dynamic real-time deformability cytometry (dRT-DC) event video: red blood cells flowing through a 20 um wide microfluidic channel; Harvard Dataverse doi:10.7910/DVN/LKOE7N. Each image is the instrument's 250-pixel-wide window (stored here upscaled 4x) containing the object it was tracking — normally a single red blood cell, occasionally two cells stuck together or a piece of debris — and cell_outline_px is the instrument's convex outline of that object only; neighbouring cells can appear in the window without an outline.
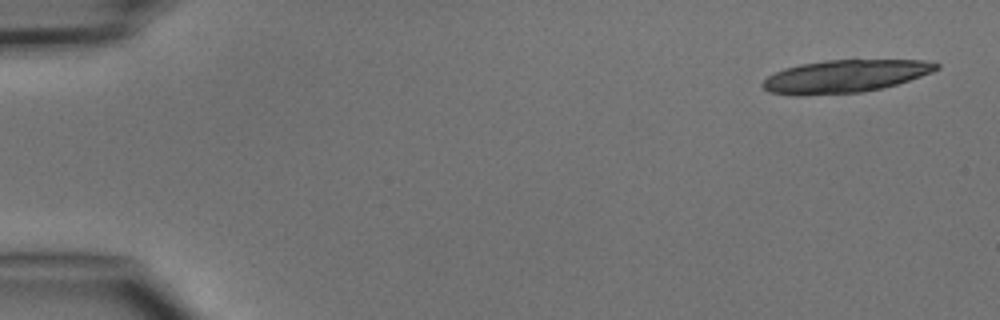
{"species": "common noctule bat (a hibernating species)", "species_latin": "Nyctalus noctula", "temperature_condition": "cold", "stored_images_in_passage": 5, "camera_frame_rate_fps": 3000, "um_per_image_px": 0.085, "animal": {"sex": "male", "body_mass_g": 15.6}, "frame": {"image": 1, "passage_image": 1, "time_ms": 0.0, "image_size_px": [1000, 320], "cell_outline_px": [[940, 68], [932, 72], [884, 88], [864, 92], [800, 96], [792, 96], [768, 92], [760, 84], [768, 76], [784, 68], [800, 64], [824, 60], [924, 60], [940, 64]], "centroid_in_image_um": [71.78, 6.49], "position_along_channel_um": 13.2, "area_um2": 33.35}}
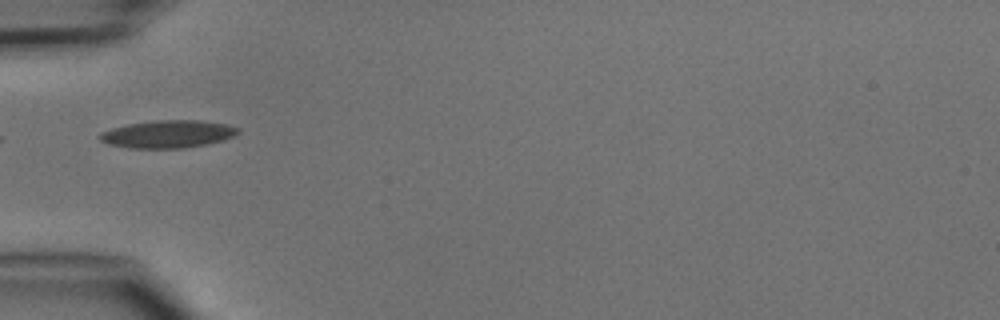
{"frame": {"image": 2, "passage_image": 5, "time_ms": 4.667, "image_size_px": [1000, 320], "cell_outline_px": [[240, 132], [236, 136], [224, 140], [208, 144], [184, 148], [128, 148], [108, 144], [100, 140], [96, 136], [100, 132], [112, 128], [128, 124], [156, 120], [200, 120], [224, 124], [240, 128]], "centroid_in_image_um": [14.27, 11.4], "position_along_channel_um": 70.7, "area_um2": 22.48}}